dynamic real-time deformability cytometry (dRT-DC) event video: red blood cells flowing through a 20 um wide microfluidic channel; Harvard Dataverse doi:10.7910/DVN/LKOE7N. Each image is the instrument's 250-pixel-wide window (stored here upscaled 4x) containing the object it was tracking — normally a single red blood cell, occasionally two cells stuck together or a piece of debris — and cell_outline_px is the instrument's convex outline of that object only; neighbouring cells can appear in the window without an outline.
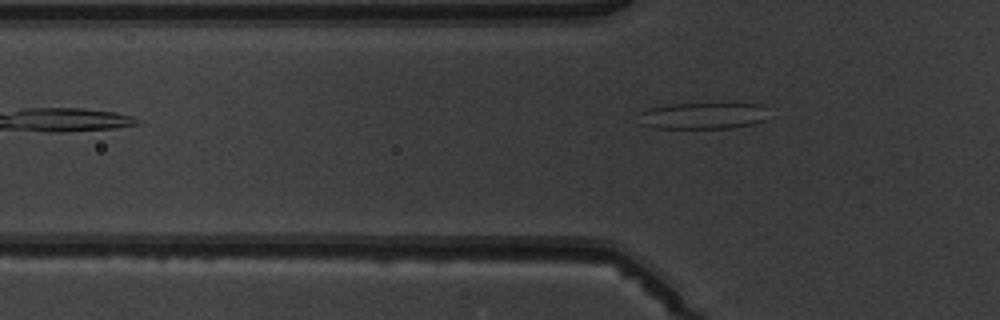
{"species": "common noctule bat (a hibernating species)", "species_latin": "Nyctalus noctula", "temperature_condition": "warm", "stored_images_in_passage": 5, "camera_frame_rate_fps": 3000, "um_per_image_px": 0.085, "animal": {"sex": "male", "body_mass_g": 19.5, "forearm_length_mm": 54.6}, "frame": {"image": 1, "passage_image": 5, "time_ms": 4.667, "image_size_px": [1000, 320], "cell_outline_px": [[764, 120], [752, 124], [732, 128], [656, 128], [640, 124], [640, 112], [648, 108], [672, 104], [760, 104]], "centroid_in_image_um": [59.64, 9.85], "position_along_channel_um": 66.2, "area_um2": 19.54}}